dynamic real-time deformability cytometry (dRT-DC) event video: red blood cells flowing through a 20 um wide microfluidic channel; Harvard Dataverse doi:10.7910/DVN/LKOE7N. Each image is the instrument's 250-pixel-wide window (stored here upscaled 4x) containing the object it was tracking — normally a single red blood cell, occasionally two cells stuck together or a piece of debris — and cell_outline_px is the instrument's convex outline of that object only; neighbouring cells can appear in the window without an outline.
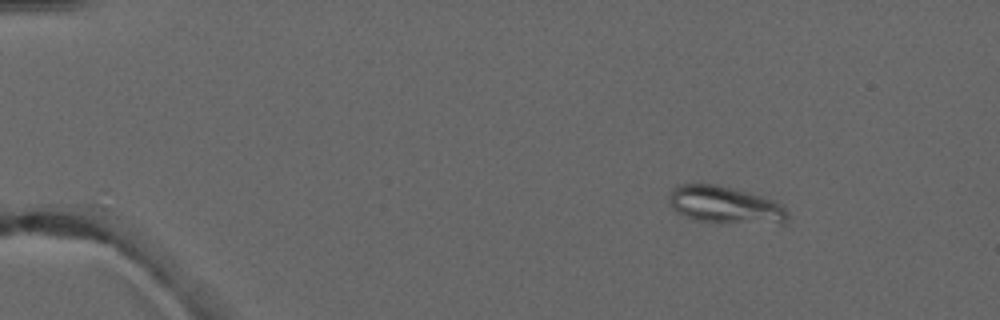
{"species": "common noctule bat (a hibernating species)", "species_latin": "Nyctalus noctula", "temperature_condition": "warm", "stored_images_in_passage": 4, "camera_frame_rate_fps": 3000, "um_per_image_px": 0.085, "animal": {"sex": "male", "forearm_length_mm": 52.5}, "frame": {"image": 1, "passage_image": 2, "time_ms": 1.333, "image_size_px": [1000, 320], "cell_outline_px": [[788, 220], [784, 224], [712, 224], [692, 220], [676, 212], [672, 208], [668, 200], [668, 196], [672, 188], [676, 184], [716, 184], [748, 192], [772, 200], [780, 204], [788, 212]], "centroid_in_image_um": [61.6, 17.47], "position_along_channel_um": 23.4, "area_um2": 26.7}}